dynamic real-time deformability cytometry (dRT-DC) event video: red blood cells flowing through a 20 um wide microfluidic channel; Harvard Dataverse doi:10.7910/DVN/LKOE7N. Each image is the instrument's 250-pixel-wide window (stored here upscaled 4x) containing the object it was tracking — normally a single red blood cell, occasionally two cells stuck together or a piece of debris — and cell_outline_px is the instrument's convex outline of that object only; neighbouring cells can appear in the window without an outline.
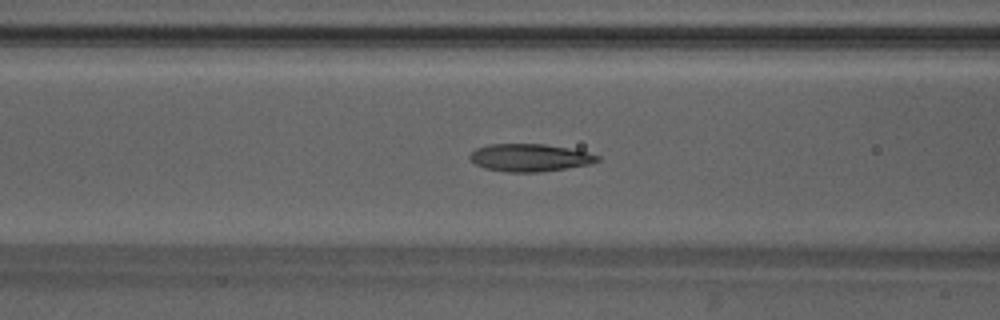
{"species": "Egyptian fruit bat (a non-hibernating species)", "species_latin": "Rousettus aegyptiacus", "temperature_condition": "warm", "stored_images_in_passage": 41, "camera_frame_rate_fps": 3000, "um_per_image_px": 0.085, "animal": {"sex": "male"}, "frame": {"image": 1, "passage_image": 12, "time_ms": 3.667, "image_size_px": [1000, 320], "cell_outline_px": [[600, 160], [592, 164], [568, 168], [540, 172], [504, 172], [484, 168], [476, 164], [468, 156], [476, 148], [488, 144], [544, 144], [568, 148], [588, 152], [600, 156]], "centroid_in_image_um": [45.05, 13.4], "position_along_channel_um": 121.6, "area_um2": 20.63}}
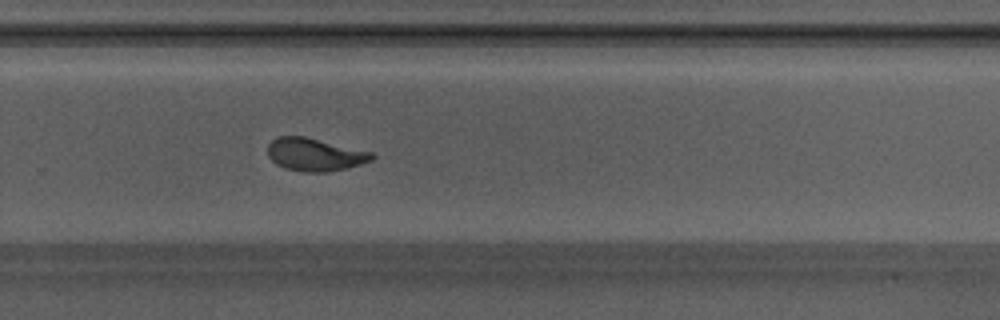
{"frame": {"image": 2, "passage_image": 25, "time_ms": 8.0, "image_size_px": [1000, 320], "cell_outline_px": [[376, 156], [372, 160], [360, 164], [328, 172], [304, 172], [284, 168], [276, 164], [268, 156], [268, 144], [276, 136], [304, 136], [372, 152]], "centroid_in_image_um": [26.73, 13.13], "position_along_channel_um": 303.1, "area_um2": 19.88}}
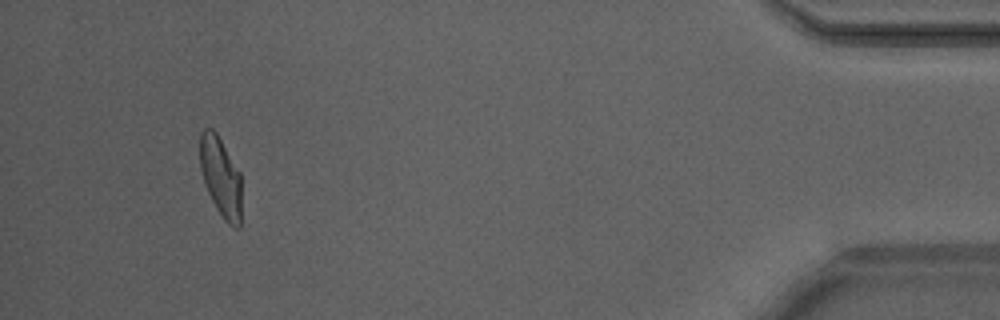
{"frame": {"image": 3, "passage_image": 38, "time_ms": 12.333, "image_size_px": [1000, 320], "cell_outline_px": [[240, 228], [236, 228], [228, 224], [224, 220], [216, 208], [208, 192], [200, 168], [200, 132], [204, 128], [212, 128], [216, 132], [240, 172]], "centroid_in_image_um": [18.75, 15.02], "position_along_channel_um": 416.4, "area_um2": 19.13}, "authors_computed_cell_mechanics": {"area_um2": 20.23, "velocity_mm_per_s": 4.2036, "shape_relaxation_time_tau1_ms": 5.1232, "shape_relaxation_time_tau2_ms": 1.1896, "deformation_change_tau1": 0.1931, "deformation_change_tau2": 0.0819}}